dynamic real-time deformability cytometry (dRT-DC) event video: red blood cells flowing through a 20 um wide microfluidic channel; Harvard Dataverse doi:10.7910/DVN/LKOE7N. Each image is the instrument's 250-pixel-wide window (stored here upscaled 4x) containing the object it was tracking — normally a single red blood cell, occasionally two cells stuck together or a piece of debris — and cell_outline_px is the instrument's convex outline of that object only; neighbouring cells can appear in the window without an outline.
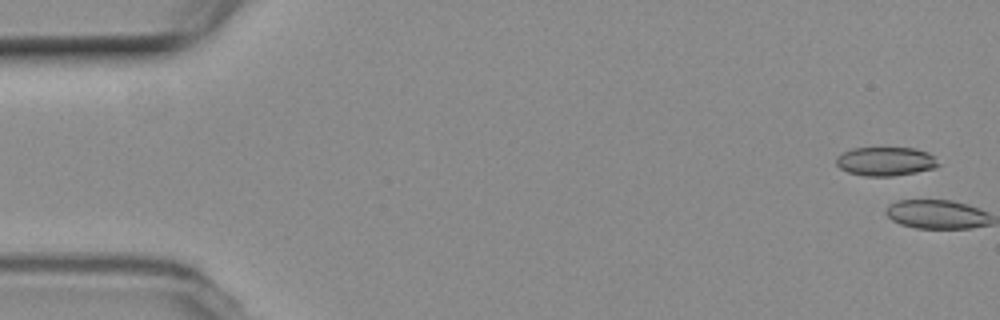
{"species": "common noctule bat (a hibernating species)", "species_latin": "Nyctalus noctula", "temperature_condition": "room temperature", "stored_images_in_passage": 6, "camera_frame_rate_fps": 3000, "um_per_image_px": 0.085, "animal": {"sex": "female", "body_mass_g": 19.3, "forearm_length_mm": 54.1}, "frame": {"image": 1, "passage_image": 1, "time_ms": 0.0, "image_size_px": [1000, 320], "cell_outline_px": [[940, 164], [936, 168], [916, 172], [892, 176], [864, 176], [848, 172], [840, 168], [836, 164], [836, 156], [852, 148], [916, 148], [928, 152], [936, 156]], "centroid_in_image_um": [75.31, 13.71], "position_along_channel_um": 9.7, "area_um2": 17.34}}